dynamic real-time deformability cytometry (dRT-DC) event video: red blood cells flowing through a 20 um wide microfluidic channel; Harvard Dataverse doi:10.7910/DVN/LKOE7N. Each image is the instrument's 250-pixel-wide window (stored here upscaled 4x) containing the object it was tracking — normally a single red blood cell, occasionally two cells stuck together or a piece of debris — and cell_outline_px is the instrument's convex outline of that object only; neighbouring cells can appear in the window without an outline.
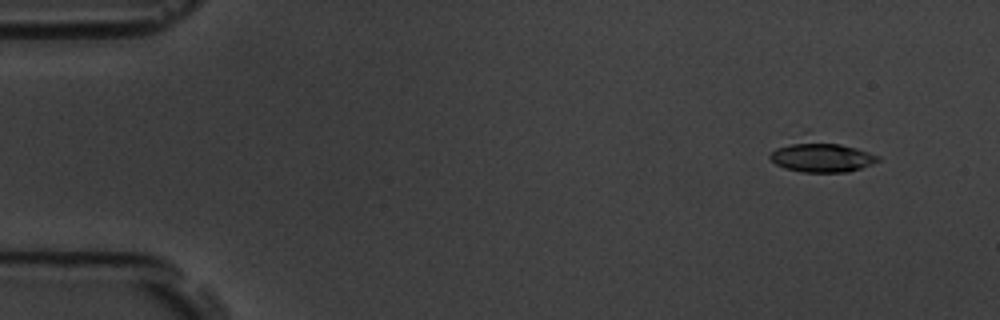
{"species": "common noctule bat (a hibernating species)", "species_latin": "Nyctalus noctula", "temperature_condition": "room temperature", "stored_images_in_passage": 8, "camera_frame_rate_fps": 3000, "um_per_image_px": 0.085, "animal": {"sex": "male", "body_mass_g": 19.5, "forearm_length_mm": 54.6}, "frame": {"image": 1, "passage_image": 1, "time_ms": 0.0, "image_size_px": [1000, 320], "cell_outline_px": [[880, 160], [872, 164], [848, 172], [800, 172], [784, 168], [776, 164], [768, 156], [776, 148], [808, 128], [880, 156]], "centroid_in_image_um": [69.76, 13.12], "position_along_channel_um": 15.2, "area_um2": 22.08}}
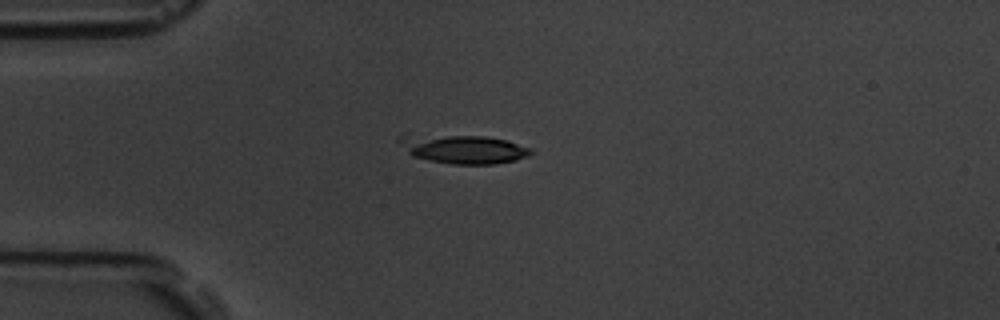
{"frame": {"image": 2, "passage_image": 4, "time_ms": 3.333, "image_size_px": [1000, 320], "cell_outline_px": [[532, 152], [528, 156], [516, 160], [492, 164], [452, 164], [428, 160], [412, 156], [396, 140], [396, 136], [484, 136], [504, 140], [532, 148]], "centroid_in_image_um": [39.4, 12.69], "position_along_channel_um": 45.6, "area_um2": 21.56}}
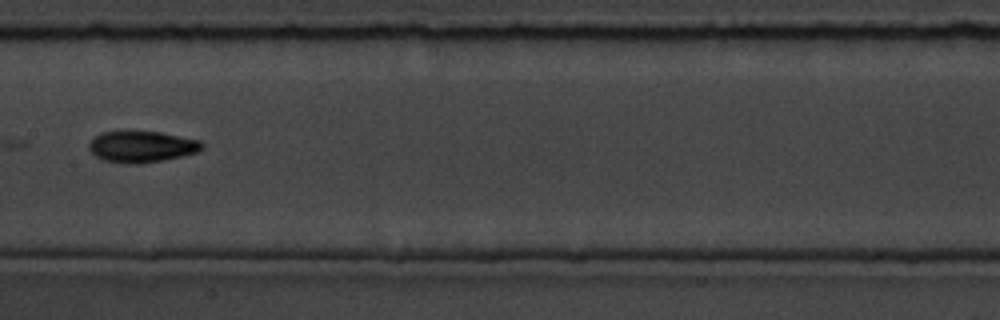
{"frame": {"image": 3, "passage_image": 8, "time_ms": 8.0, "image_size_px": [1000, 320], "cell_outline_px": [[204, 148], [200, 152], [140, 164], [128, 164], [104, 160], [96, 156], [88, 148], [88, 144], [100, 132], [160, 132], [200, 140], [204, 144]], "centroid_in_image_um": [12.08, 12.47], "position_along_channel_um": 195.3, "area_um2": 20.46}}